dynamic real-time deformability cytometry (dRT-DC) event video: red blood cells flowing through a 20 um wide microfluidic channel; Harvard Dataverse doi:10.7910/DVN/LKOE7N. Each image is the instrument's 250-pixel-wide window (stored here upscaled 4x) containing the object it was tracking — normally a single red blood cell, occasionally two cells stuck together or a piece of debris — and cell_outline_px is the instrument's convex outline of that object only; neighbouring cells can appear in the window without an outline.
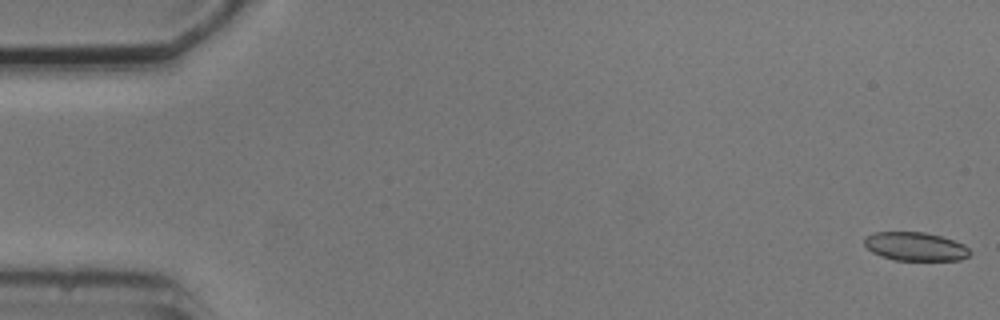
{"species": "common noctule bat (a hibernating species)", "species_latin": "Nyctalus noctula", "temperature_condition": "cold", "stored_images_in_passage": 5, "camera_frame_rate_fps": 3000, "um_per_image_px": 0.085, "animal": {"sex": "male", "body_mass_g": 20.5, "forearm_length_mm": 52.5}, "frame": {"image": 1, "passage_image": 1, "time_ms": 0.0, "image_size_px": [1000, 320], "cell_outline_px": [[972, 252], [968, 256], [960, 260], [892, 260], [880, 256], [872, 252], [864, 244], [864, 236], [872, 232], [924, 232], [940, 236], [964, 244]], "centroid_in_image_um": [77.77, 20.95], "position_along_channel_um": 7.2, "area_um2": 17.69}}